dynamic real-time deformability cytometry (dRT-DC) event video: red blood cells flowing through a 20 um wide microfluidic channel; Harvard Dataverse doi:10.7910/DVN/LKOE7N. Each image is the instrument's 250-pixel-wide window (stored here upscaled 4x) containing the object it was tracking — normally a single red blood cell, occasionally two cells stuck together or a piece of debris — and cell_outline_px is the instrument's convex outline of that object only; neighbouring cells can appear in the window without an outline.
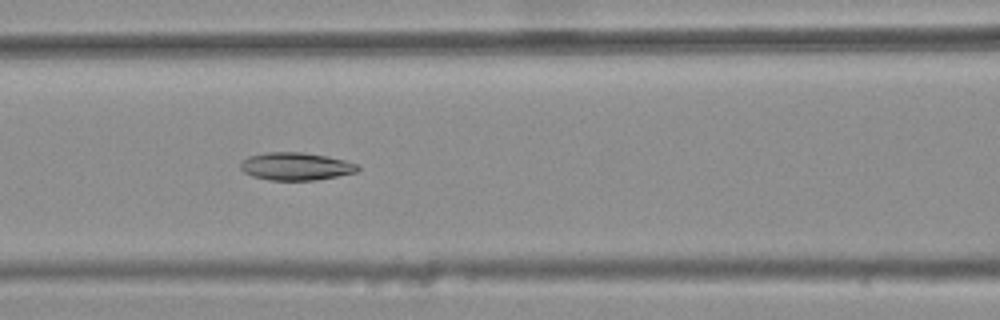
{"species": "common noctule bat (a hibernating species)", "species_latin": "Nyctalus noctula", "temperature_condition": "warm", "stored_images_in_passage": 48, "camera_frame_rate_fps": 3000, "um_per_image_px": 0.085, "animal": {"sex": "female", "body_mass_g": 25.1}, "frame": {"image": 1, "passage_image": 24, "time_ms": 7.667, "image_size_px": [1000, 320], "cell_outline_px": [[360, 168], [356, 172], [316, 180], [272, 180], [252, 176], [244, 172], [240, 168], [240, 164], [248, 156], [268, 152], [304, 152], [328, 156], [344, 160], [356, 164]], "centroid_in_image_um": [25.14, 14.13], "position_along_channel_um": 141.5, "area_um2": 18.84}}
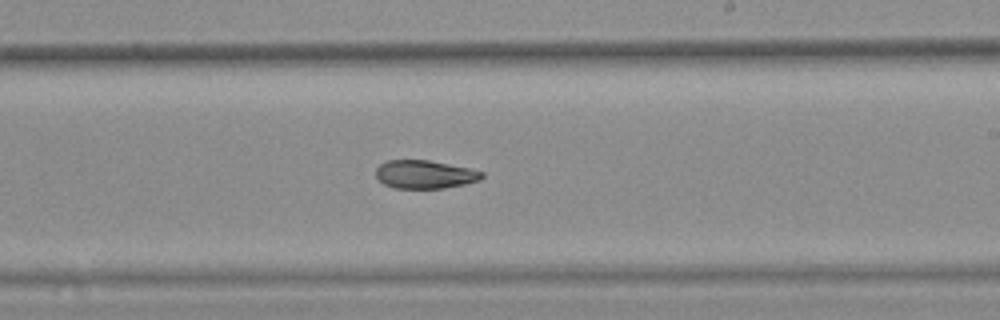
{"frame": {"image": 2, "passage_image": 33, "time_ms": 10.667, "image_size_px": [1000, 320], "cell_outline_px": [[484, 176], [480, 180], [464, 184], [444, 188], [396, 188], [384, 184], [376, 176], [376, 168], [380, 164], [388, 160], [428, 160], [468, 168], [484, 172]], "centroid_in_image_um": [36.11, 14.82], "position_along_channel_um": 252.9, "area_um2": 17.34}}
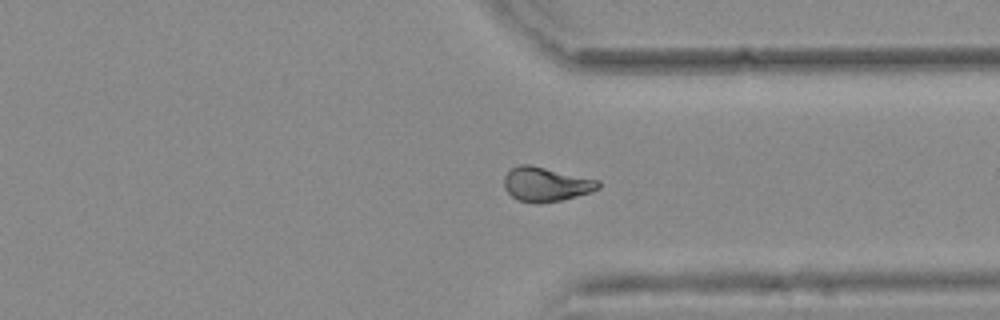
{"frame": {"image": 3, "passage_image": 42, "time_ms": 13.667, "image_size_px": [1000, 320], "cell_outline_px": [[600, 188], [592, 192], [560, 200], [532, 204], [520, 200], [512, 196], [504, 188], [504, 176], [512, 168], [520, 164], [532, 164], [600, 180]], "centroid_in_image_um": [46.42, 15.65], "position_along_channel_um": 365.0, "area_um2": 18.96}}